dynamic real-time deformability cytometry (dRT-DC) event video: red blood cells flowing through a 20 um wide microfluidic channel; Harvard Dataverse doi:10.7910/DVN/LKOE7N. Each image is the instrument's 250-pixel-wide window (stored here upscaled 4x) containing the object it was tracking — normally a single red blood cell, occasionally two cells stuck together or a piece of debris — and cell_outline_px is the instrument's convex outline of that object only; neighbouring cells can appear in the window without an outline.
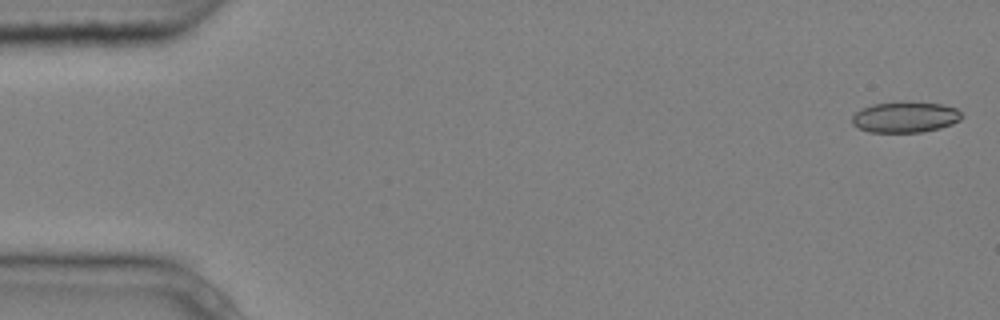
{"species": "common noctule bat (a hibernating species)", "species_latin": "Nyctalus noctula", "temperature_condition": "cold", "stored_images_in_passage": 5, "camera_frame_rate_fps": 3000, "um_per_image_px": 0.085, "animal": {"sex": "male", "body_mass_g": 20.4}, "frame": {"image": 1, "passage_image": 1, "time_ms": 0.0, "image_size_px": [1000, 320], "cell_outline_px": [[964, 116], [960, 120], [952, 124], [940, 128], [924, 132], [868, 132], [852, 124], [852, 116], [860, 108], [872, 104], [900, 100], [940, 104], [956, 108]], "centroid_in_image_um": [76.93, 9.93], "position_along_channel_um": 8.1, "area_um2": 20.11}}
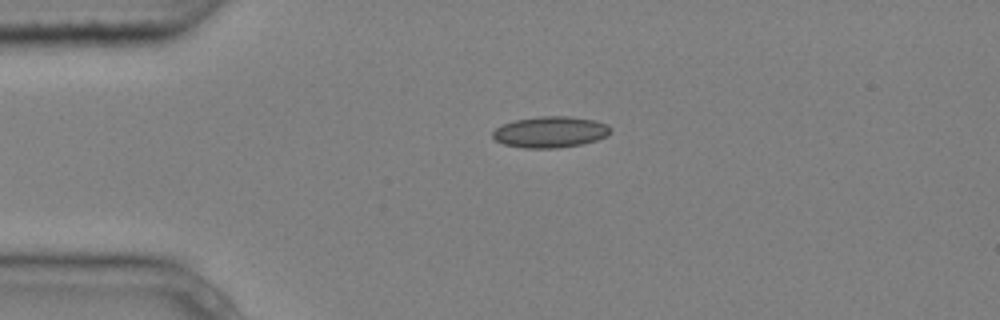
{"frame": {"image": 2, "passage_image": 4, "time_ms": 1.0, "image_size_px": [1000, 320], "cell_outline_px": [[612, 132], [608, 136], [596, 140], [580, 144], [560, 148], [524, 148], [504, 144], [496, 140], [492, 136], [492, 132], [500, 124], [516, 120], [540, 116], [568, 116], [592, 120], [608, 124], [612, 128]], "centroid_in_image_um": [46.79, 11.22], "position_along_channel_um": 38.2, "area_um2": 21.5}}